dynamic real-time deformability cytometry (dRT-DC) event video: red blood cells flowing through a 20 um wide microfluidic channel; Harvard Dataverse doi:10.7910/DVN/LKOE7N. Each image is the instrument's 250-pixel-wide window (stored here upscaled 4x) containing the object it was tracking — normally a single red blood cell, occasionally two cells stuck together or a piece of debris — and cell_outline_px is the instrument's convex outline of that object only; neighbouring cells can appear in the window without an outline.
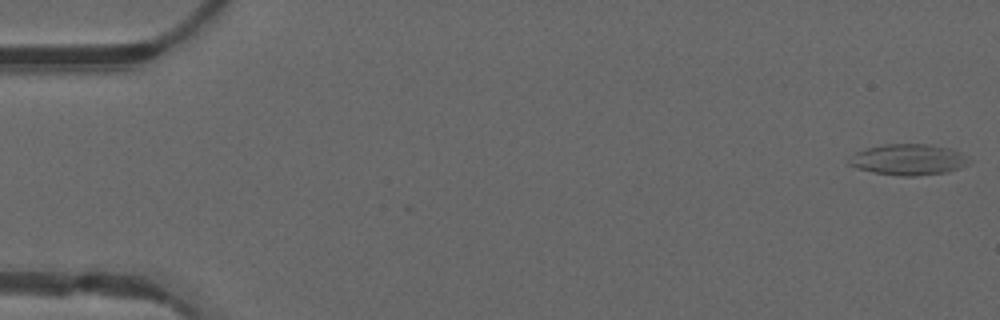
{"species": "common noctule bat (a hibernating species)", "species_latin": "Nyctalus noctula", "temperature_condition": "warm", "stored_images_in_passage": 29, "camera_frame_rate_fps": 3000, "um_per_image_px": 0.085, "animal": {"sex": "male", "forearm_length_mm": 52.5}, "frame": {"image": 1, "passage_image": 1, "time_ms": 0.0, "image_size_px": [1000, 320], "cell_outline_px": [[972, 160], [968, 164], [948, 172], [916, 176], [900, 176], [872, 172], [856, 168], [848, 164], [848, 160], [856, 152], [868, 148], [884, 144], [928, 144], [948, 148], [960, 152], [968, 156]], "centroid_in_image_um": [77.23, 13.57], "position_along_channel_um": 7.8, "area_um2": 21.73}}
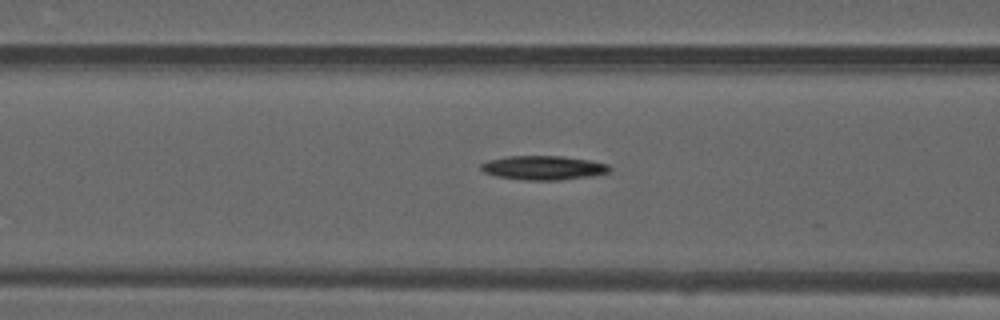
{"frame": {"image": 2, "passage_image": 21, "time_ms": 6.667, "image_size_px": [1000, 320], "cell_outline_px": [[612, 168], [608, 172], [588, 176], [560, 180], [524, 180], [496, 176], [484, 172], [480, 168], [480, 164], [488, 160], [508, 156], [564, 156], [592, 160], [608, 164]], "centroid_in_image_um": [46.18, 14.25], "position_along_channel_um": 120.4, "area_um2": 18.09}}
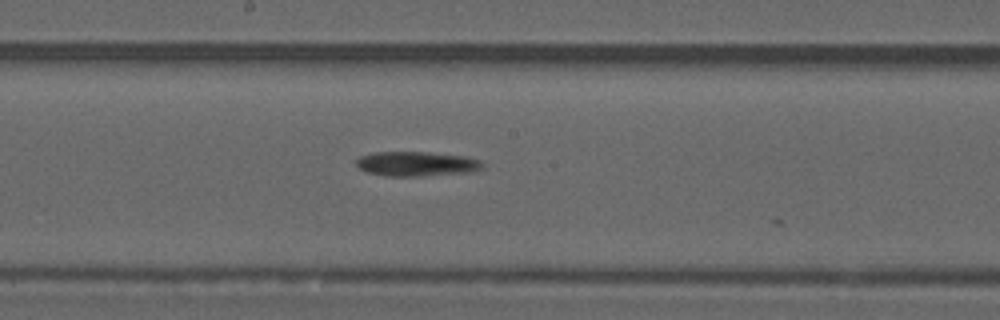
{"frame": {"image": 3, "passage_image": 28, "time_ms": 9.0, "image_size_px": [1000, 320], "cell_outline_px": [[484, 168], [472, 172], [424, 176], [384, 176], [368, 172], [360, 168], [356, 164], [356, 160], [360, 156], [376, 152], [428, 152], [464, 156], [480, 160], [484, 164]], "centroid_in_image_um": [35.44, 13.93], "position_along_channel_um": 212.8, "area_um2": 18.21}}